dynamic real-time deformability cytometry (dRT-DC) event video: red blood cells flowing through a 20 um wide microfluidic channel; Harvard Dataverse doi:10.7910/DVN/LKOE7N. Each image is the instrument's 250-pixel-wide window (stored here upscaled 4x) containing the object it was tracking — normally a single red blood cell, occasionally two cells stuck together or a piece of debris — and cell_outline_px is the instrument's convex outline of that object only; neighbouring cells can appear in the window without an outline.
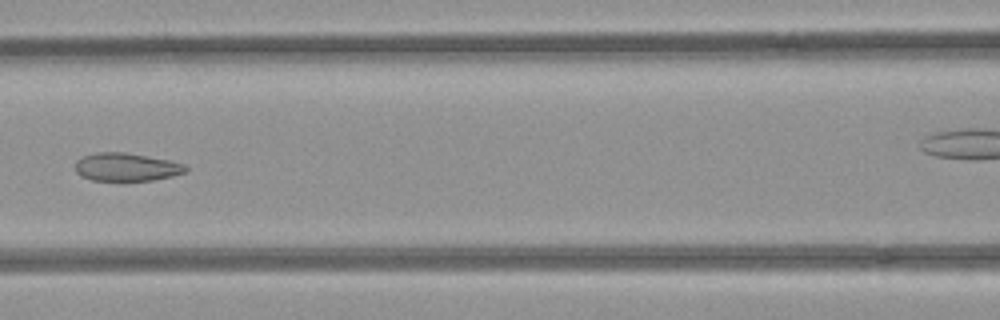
{"species": "common noctule bat (a hibernating species)", "species_latin": "Nyctalus noctula", "temperature_condition": "room temperature", "stored_images_in_passage": 7, "segment_of_instrument_passage": [1, 2], "camera_frame_rate_fps": 3000, "um_per_image_px": 0.085, "animal": {"sex": "female", "body_mass_g": 21.9}, "frame": {"image": 1, "passage_image": 5, "time_ms": 1.333, "image_size_px": [1000, 320], "cell_outline_px": [[188, 168], [184, 172], [172, 176], [152, 180], [124, 184], [92, 180], [80, 176], [76, 172], [76, 160], [84, 156], [96, 152], [124, 152], [172, 160], [184, 164]], "centroid_in_image_um": [10.73, 14.24], "position_along_channel_um": 155.9, "area_um2": 18.9}}
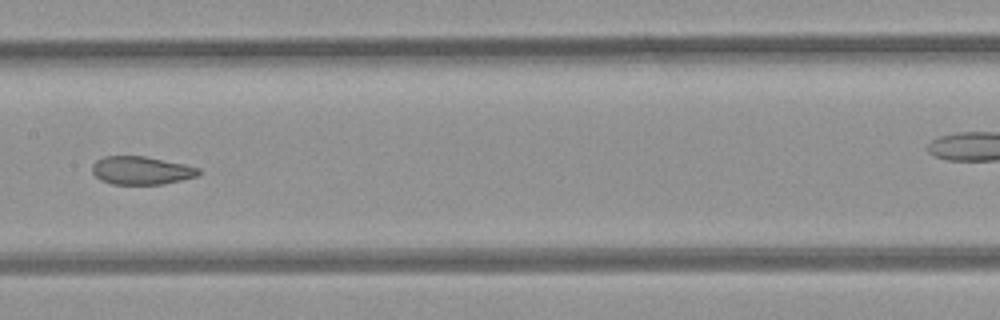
{"frame": {"image": 2, "passage_image": 6, "time_ms": 1.667, "image_size_px": [1000, 320], "cell_outline_px": [[204, 172], [200, 176], [164, 184], [112, 184], [100, 180], [92, 172], [92, 164], [96, 160], [104, 156], [144, 156], [184, 164], [200, 168]], "centroid_in_image_um": [12.05, 14.49], "position_along_channel_um": 195.3, "area_um2": 17.69}}